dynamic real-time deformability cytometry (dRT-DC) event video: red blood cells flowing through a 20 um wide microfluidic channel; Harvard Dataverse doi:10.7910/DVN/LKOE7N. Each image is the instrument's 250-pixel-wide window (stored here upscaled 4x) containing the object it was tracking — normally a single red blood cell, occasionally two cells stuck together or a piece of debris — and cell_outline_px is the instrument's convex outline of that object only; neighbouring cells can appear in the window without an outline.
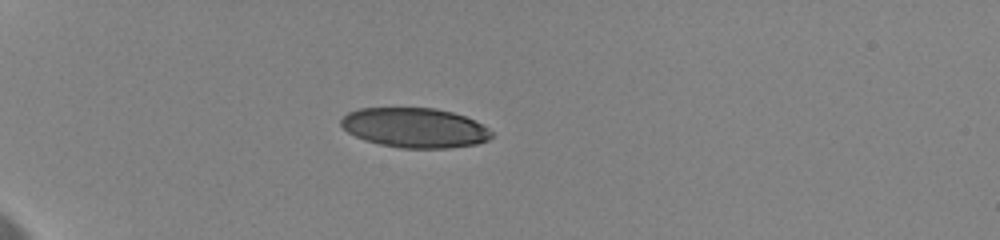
{"species": "human", "species_latin": "Homo sapiens", "temperature_condition": "cold", "stored_images_in_passage": 26, "camera_frame_rate_fps": 3000, "um_per_image_px": 0.085, "donor": {"sex": "female"}, "frame": {"image": 1, "passage_image": 1, "time_ms": 0.0, "image_size_px": [1000, 240], "cell_outline_px": [[492, 136], [488, 140], [476, 144], [448, 148], [400, 148], [380, 144], [364, 140], [348, 132], [340, 124], [340, 120], [348, 112], [360, 108], [436, 108], [452, 112], [464, 116], [488, 128], [492, 132]], "centroid_in_image_um": [35.24, 10.86], "position_along_channel_um": 49.8, "area_um2": 34.74}}
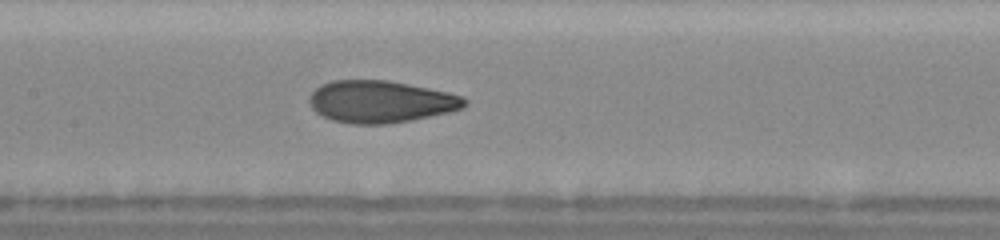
{"frame": {"image": 2, "passage_image": 8, "time_ms": 4.667, "image_size_px": [1000, 240], "cell_outline_px": [[468, 104], [464, 108], [448, 112], [412, 120], [388, 124], [352, 124], [332, 120], [316, 112], [312, 108], [308, 100], [308, 96], [320, 84], [332, 80], [388, 80], [448, 92], [464, 96], [468, 100]], "centroid_in_image_um": [32.36, 8.64], "position_along_channel_um": 175.0, "area_um2": 38.32}}
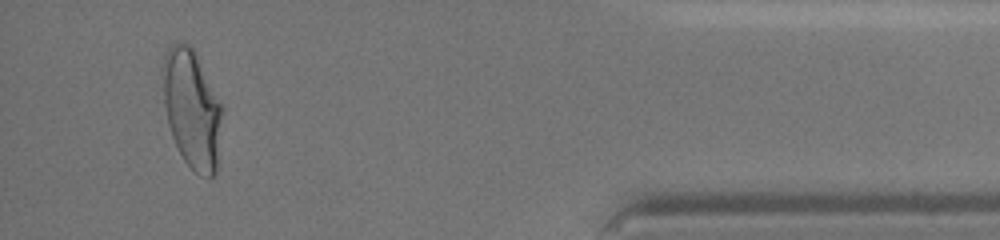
{"frame": {"image": 3, "passage_image": 22, "time_ms": 12.667, "image_size_px": [1000, 240], "cell_outline_px": [[224, 112], [216, 172], [212, 176], [200, 176], [184, 160], [172, 136], [168, 124], [164, 104], [160, 72], [160, 64], [168, 48], [176, 40], [180, 40], [188, 44], [196, 52], [224, 104]], "centroid_in_image_um": [16.32, 9.17], "position_along_channel_um": 418.9, "area_um2": 42.43}, "authors_computed_cell_mechanics": {"area_um2": 38.2347, "velocity_mm_per_s": 3.5536, "shape_relaxation_time_tau1_ms": 4.0238, "shape_relaxation_time_tau2_ms": 0.9914, "deformation_change_tau1": 0.1568, "deformation_change_tau2": 0.0622}}